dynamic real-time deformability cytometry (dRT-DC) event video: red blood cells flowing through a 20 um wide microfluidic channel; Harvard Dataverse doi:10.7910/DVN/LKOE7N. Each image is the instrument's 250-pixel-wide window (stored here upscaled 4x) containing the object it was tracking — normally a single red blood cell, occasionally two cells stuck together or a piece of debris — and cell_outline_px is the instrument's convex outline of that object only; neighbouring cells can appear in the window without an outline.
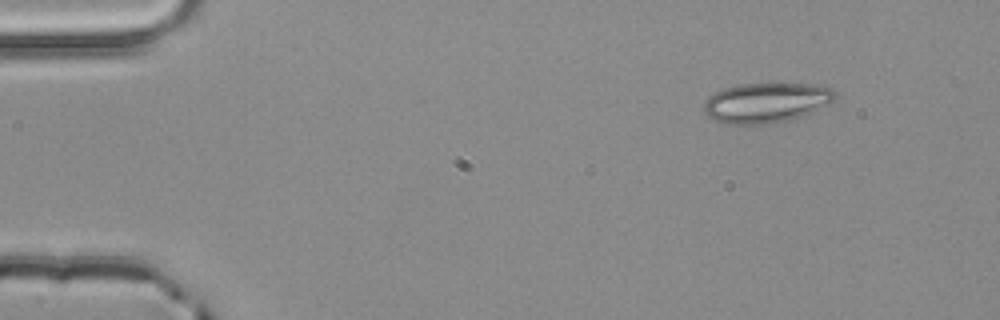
{"species": "common noctule bat (a hibernating species)", "species_latin": "Nyctalus noctula", "temperature_condition": "room temperature", "stored_images_in_passage": 2, "camera_frame_rate_fps": 3000, "um_per_image_px": 0.085, "animal": {"sex": "male", "body_mass_g": 20.4}, "frame": {"image": 1, "passage_image": 2, "time_ms": 0.333, "image_size_px": [1000, 320], "cell_outline_px": [[840, 96], [828, 104], [812, 112], [788, 120], [768, 124], [728, 124], [716, 120], [708, 116], [704, 112], [704, 104], [708, 96], [724, 88], [740, 84], [816, 84], [832, 88]], "centroid_in_image_um": [65.16, 8.72], "position_along_channel_um": 19.8, "area_um2": 30.58}}